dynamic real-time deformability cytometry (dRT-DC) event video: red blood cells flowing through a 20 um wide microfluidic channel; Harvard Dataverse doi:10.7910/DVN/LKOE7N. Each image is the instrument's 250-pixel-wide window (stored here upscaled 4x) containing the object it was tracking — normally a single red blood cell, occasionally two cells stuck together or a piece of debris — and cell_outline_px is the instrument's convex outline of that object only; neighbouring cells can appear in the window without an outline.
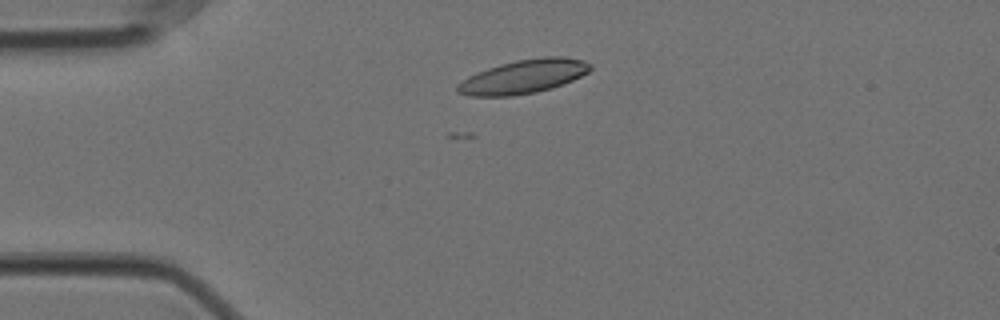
{"species": "Egyptian fruit bat (a non-hibernating species)", "species_latin": "Rousettus aegyptiacus", "temperature_condition": "cold", "stored_images_in_passage": 4, "camera_frame_rate_fps": 3000, "um_per_image_px": 0.085, "animal": {"sex": "female"}, "frame": {"image": 1, "passage_image": 1, "time_ms": 0.0, "image_size_px": [1000, 320], "cell_outline_px": [[592, 68], [588, 72], [572, 80], [552, 88], [536, 92], [512, 96], [472, 96], [456, 92], [456, 84], [468, 76], [476, 72], [500, 64], [516, 60], [544, 56], [564, 56], [584, 60], [592, 64]], "centroid_in_image_um": [44.49, 6.5], "position_along_channel_um": 40.5, "area_um2": 26.3}}